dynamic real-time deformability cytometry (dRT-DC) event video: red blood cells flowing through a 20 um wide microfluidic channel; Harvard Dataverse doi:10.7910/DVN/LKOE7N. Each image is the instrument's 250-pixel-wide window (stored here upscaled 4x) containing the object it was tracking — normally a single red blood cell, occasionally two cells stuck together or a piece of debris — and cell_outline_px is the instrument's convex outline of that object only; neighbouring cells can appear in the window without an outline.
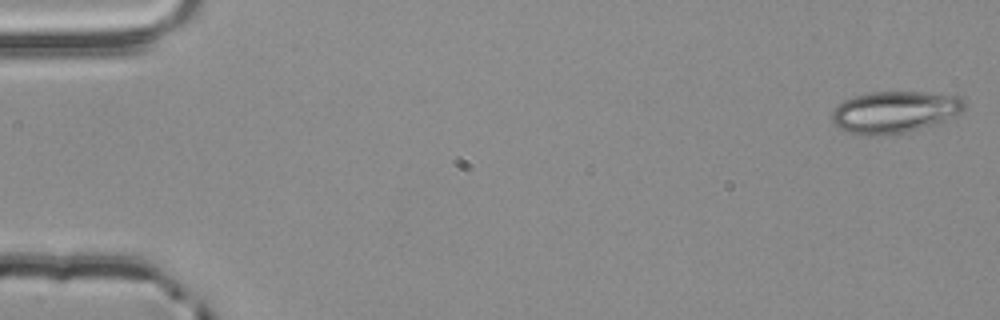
{"species": "common noctule bat (a hibernating species)", "species_latin": "Nyctalus noctula", "temperature_condition": "room temperature", "stored_images_in_passage": 54, "camera_frame_rate_fps": 3000, "um_per_image_px": 0.085, "animal": {"sex": "male", "body_mass_g": 20.4}, "frame": {"image": 1, "passage_image": 1, "time_ms": 0.0, "image_size_px": [1000, 320], "cell_outline_px": [[964, 112], [936, 124], [904, 132], [872, 136], [868, 136], [848, 132], [836, 128], [832, 124], [832, 112], [844, 100], [868, 92], [924, 92], [960, 96], [964, 100]], "centroid_in_image_um": [76.04, 9.52], "position_along_channel_um": 9.0, "area_um2": 32.31}}
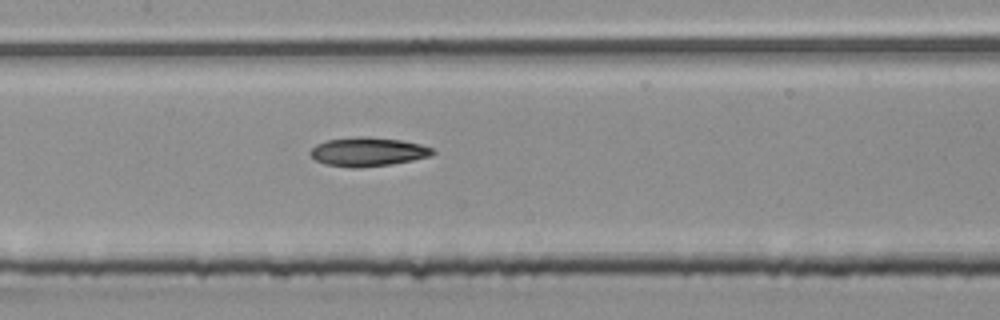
{"frame": {"image": 2, "passage_image": 26, "time_ms": 8.333, "image_size_px": [1000, 320], "cell_outline_px": [[436, 152], [428, 156], [412, 160], [388, 164], [356, 168], [352, 168], [324, 164], [316, 160], [308, 152], [316, 144], [328, 140], [356, 136], [364, 136], [400, 140], [420, 144], [432, 148]], "centroid_in_image_um": [31.23, 12.9], "position_along_channel_um": 176.2, "area_um2": 20.4}}
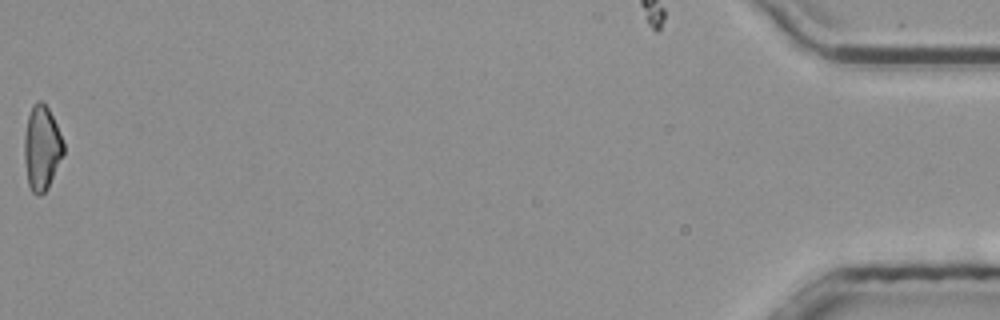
{"frame": {"image": 3, "passage_image": 54, "time_ms": 17.667, "image_size_px": [1000, 320], "cell_outline_px": [[64, 156], [48, 188], [40, 196], [36, 196], [32, 192], [28, 184], [24, 160], [24, 136], [28, 116], [32, 104], [36, 100], [40, 100], [48, 108], [56, 124], [64, 144]], "centroid_in_image_um": [3.55, 12.6], "position_along_channel_um": 431.7, "area_um2": 19.54}, "authors_computed_cell_mechanics": {"area_um2": 20.1722, "velocity_mm_per_s": 3.8684, "shape_relaxation_time_tau1_ms": null, "shape_relaxation_time_tau2_ms": 5.9636, "deformation_change_tau1": null, "deformation_change_tau2": 0.1576}}